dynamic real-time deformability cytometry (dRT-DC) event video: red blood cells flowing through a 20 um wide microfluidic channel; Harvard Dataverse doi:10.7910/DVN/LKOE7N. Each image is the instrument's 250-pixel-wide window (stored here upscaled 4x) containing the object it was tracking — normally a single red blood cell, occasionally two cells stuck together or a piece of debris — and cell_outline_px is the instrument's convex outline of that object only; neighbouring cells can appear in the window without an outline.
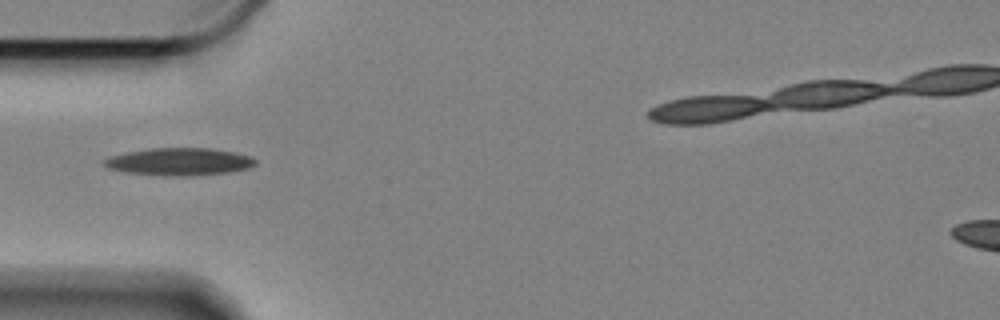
{"species": "Egyptian fruit bat (a non-hibernating species)", "species_latin": "Rousettus aegyptiacus", "temperature_condition": "cold", "stored_images_in_passage": 37, "camera_frame_rate_fps": 3000, "um_per_image_px": 0.085, "animal": {"sex": "female"}, "frame": {"image": 1, "passage_image": 1, "time_ms": 0.0, "image_size_px": [1000, 320], "cell_outline_px": [[256, 164], [248, 168], [228, 172], [188, 176], [128, 172], [108, 168], [104, 164], [104, 160], [112, 156], [128, 152], [152, 148], [212, 148], [236, 152], [248, 156], [256, 160]], "centroid_in_image_um": [15.3, 13.72], "position_along_channel_um": 69.7, "area_um2": 23.64}}
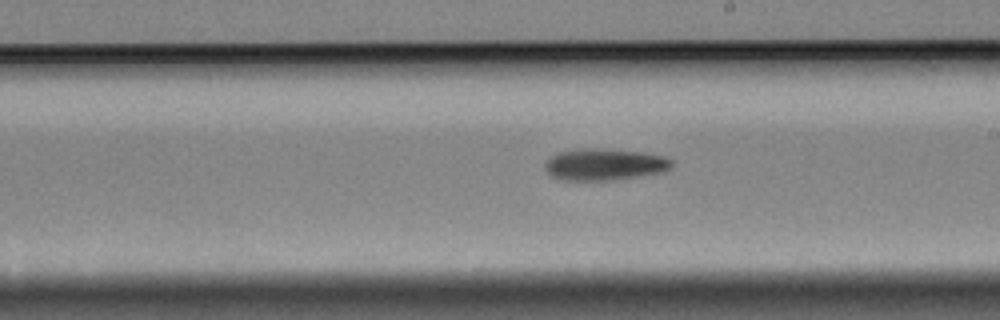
{"frame": {"image": 2, "passage_image": 16, "time_ms": 5.0, "image_size_px": [1000, 320], "cell_outline_px": [[672, 164], [668, 168], [660, 172], [640, 176], [612, 180], [564, 180], [552, 176], [544, 168], [544, 164], [552, 156], [560, 152], [640, 152], [664, 156], [672, 160]], "centroid_in_image_um": [51.4, 14.05], "position_along_channel_um": 237.6, "area_um2": 21.73}}
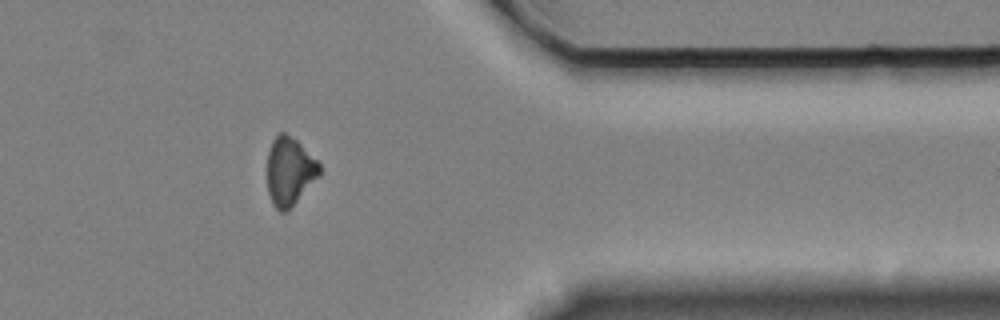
{"frame": {"image": 3, "passage_image": 31, "time_ms": 10.0, "image_size_px": [1000, 320], "cell_outline_px": [[320, 176], [284, 212], [280, 212], [272, 204], [268, 192], [268, 152], [272, 140], [280, 132], [284, 132], [292, 136], [320, 164]], "centroid_in_image_um": [24.6, 14.53], "position_along_channel_um": 386.8, "area_um2": 20.35}, "authors_computed_cell_mechanics": {"area_um2": 22.253, "velocity_mm_per_s": 3.3309, "shape_relaxation_time_tau1_ms": 7.0813, "shape_relaxation_time_tau2_ms": null, "deformation_change_tau1": 0.1353, "deformation_change_tau2": null}}